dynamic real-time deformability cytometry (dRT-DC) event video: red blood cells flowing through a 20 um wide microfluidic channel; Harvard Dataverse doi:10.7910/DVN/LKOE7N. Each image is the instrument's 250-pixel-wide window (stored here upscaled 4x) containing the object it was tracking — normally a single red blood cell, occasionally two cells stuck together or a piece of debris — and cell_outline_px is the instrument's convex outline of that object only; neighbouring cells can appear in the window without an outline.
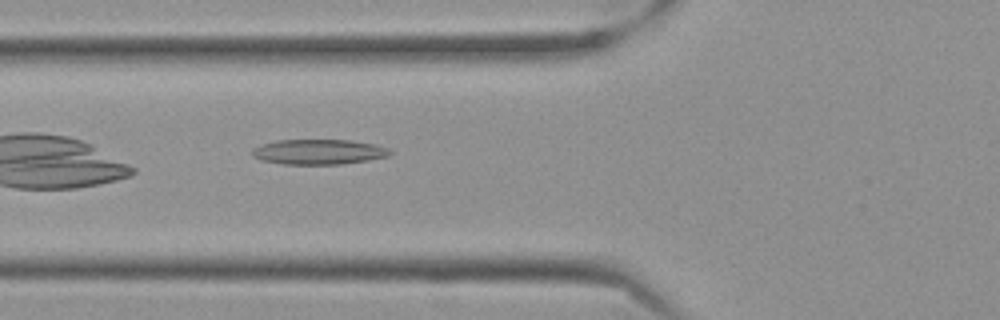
{"species": "Egyptian fruit bat (a non-hibernating species)", "species_latin": "Rousettus aegyptiacus", "temperature_condition": "cold", "stored_images_in_passage": 39, "camera_frame_rate_fps": 3000, "um_per_image_px": 0.085, "frame": {"image": 1, "passage_image": 3, "time_ms": 0.667, "image_size_px": [1000, 320], "cell_outline_px": [[392, 152], [388, 156], [368, 160], [340, 164], [284, 164], [260, 160], [252, 156], [252, 148], [260, 144], [276, 140], [352, 140], [376, 144], [388, 148]], "centroid_in_image_um": [27.06, 12.9], "position_along_channel_um": 98.7, "area_um2": 20.29}}
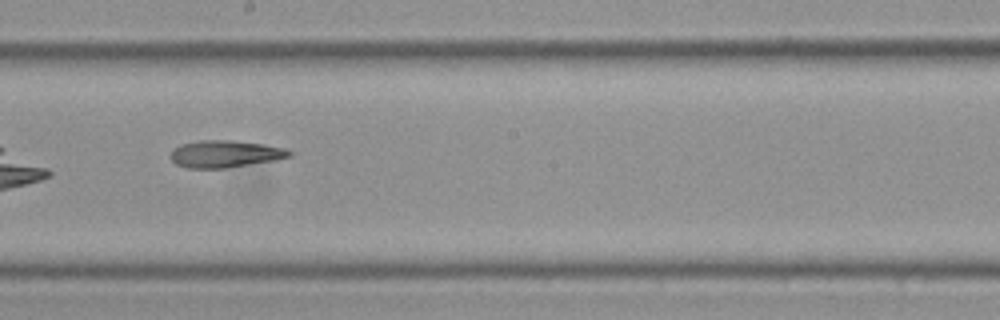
{"frame": {"image": 2, "passage_image": 14, "time_ms": 4.333, "image_size_px": [1000, 320], "cell_outline_px": [[292, 156], [276, 160], [224, 168], [188, 168], [176, 164], [168, 156], [180, 144], [200, 140], [232, 140], [288, 148], [292, 152]], "centroid_in_image_um": [19.14, 13.08], "position_along_channel_um": 229.1, "area_um2": 18.73}}
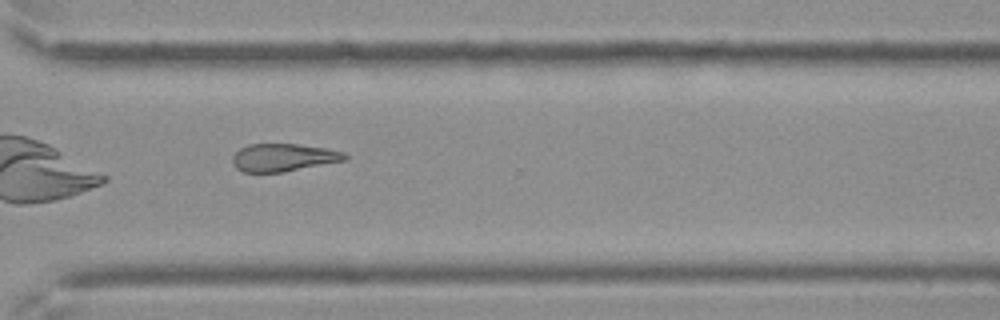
{"frame": {"image": 3, "passage_image": 24, "time_ms": 7.667, "image_size_px": [1000, 320], "cell_outline_px": [[348, 160], [284, 172], [244, 172], [236, 168], [232, 160], [232, 156], [240, 148], [248, 144], [296, 144], [328, 148], [344, 152], [348, 156]], "centroid_in_image_um": [24.12, 13.39], "position_along_channel_um": 346.5, "area_um2": 18.32}}